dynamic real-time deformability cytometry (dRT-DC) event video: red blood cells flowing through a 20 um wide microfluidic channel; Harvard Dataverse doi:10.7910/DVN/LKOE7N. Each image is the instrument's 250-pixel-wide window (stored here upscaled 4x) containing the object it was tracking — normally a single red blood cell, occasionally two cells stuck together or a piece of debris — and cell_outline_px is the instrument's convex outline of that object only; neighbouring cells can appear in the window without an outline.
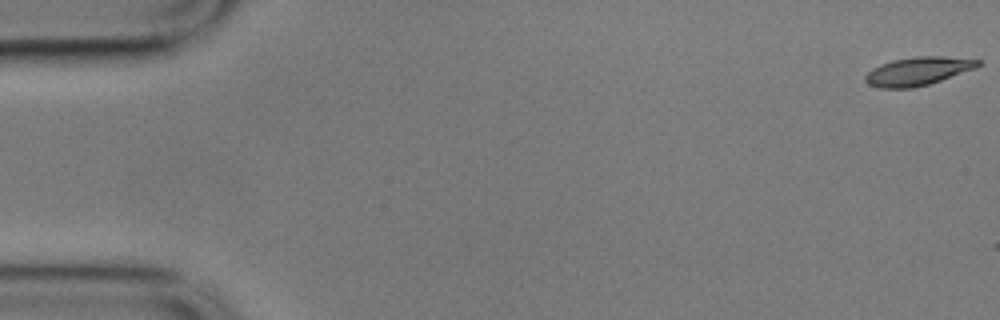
{"species": "common noctule bat (a hibernating species)", "species_latin": "Nyctalus noctula", "temperature_condition": "cold", "stored_images_in_passage": 3, "camera_frame_rate_fps": 3000, "um_per_image_px": 0.085, "animal": {"sex": "male", "body_mass_g": 17.9}, "frame": {"image": 1, "passage_image": 1, "time_ms": 0.0, "image_size_px": [1000, 320], "cell_outline_px": [[984, 64], [976, 68], [928, 84], [912, 88], [880, 88], [868, 84], [864, 80], [864, 76], [872, 68], [880, 64], [892, 60], [916, 56], [944, 56], [980, 60]], "centroid_in_image_um": [78.02, 6.04], "position_along_channel_um": 7.0, "area_um2": 18.67}}